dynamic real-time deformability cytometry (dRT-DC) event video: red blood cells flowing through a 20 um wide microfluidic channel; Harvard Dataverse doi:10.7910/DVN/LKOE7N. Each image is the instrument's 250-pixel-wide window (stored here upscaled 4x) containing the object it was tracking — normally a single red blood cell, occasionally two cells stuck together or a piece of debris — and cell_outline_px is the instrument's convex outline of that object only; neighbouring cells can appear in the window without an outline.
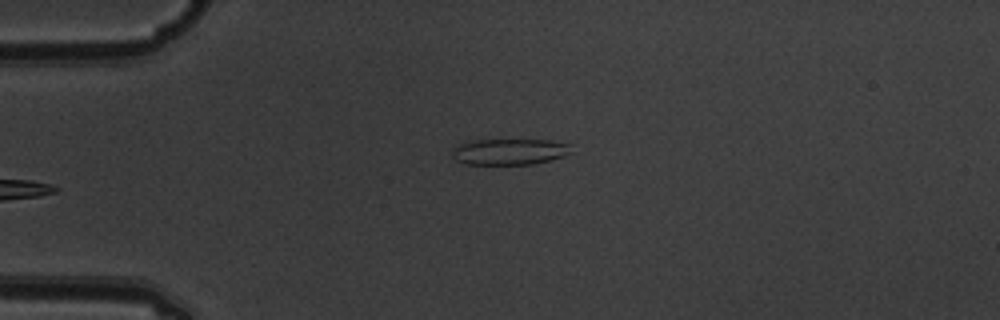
{"species": "common noctule bat (a hibernating species)", "species_latin": "Nyctalus noctula", "temperature_condition": "warm", "stored_images_in_passage": 8, "camera_frame_rate_fps": 3000, "um_per_image_px": 0.085, "animal": {"sex": "male", "body_mass_g": 19.5, "forearm_length_mm": 54.6}, "frame": {"image": 1, "passage_image": 5, "time_ms": 1.333, "image_size_px": [1000, 320], "cell_outline_px": [[572, 152], [564, 156], [532, 164], [468, 164], [456, 160], [452, 156], [452, 148], [460, 144], [472, 140], [548, 140], [572, 144]], "centroid_in_image_um": [43.32, 12.89], "position_along_channel_um": 41.7, "area_um2": 18.09}}
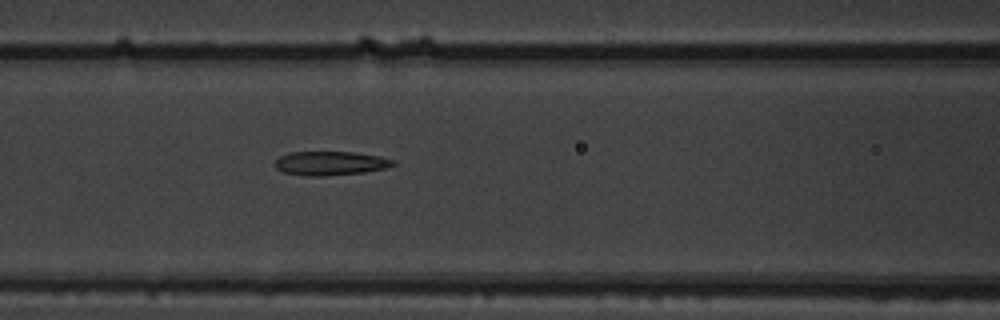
{"frame": {"image": 2, "passage_image": 8, "time_ms": 2.333, "image_size_px": [1000, 320], "cell_outline_px": [[396, 164], [388, 168], [364, 172], [324, 176], [308, 176], [284, 172], [276, 168], [276, 160], [280, 156], [288, 152], [352, 152], [380, 156], [392, 160]], "centroid_in_image_um": [28.09, 13.88], "position_along_channel_um": 138.5, "area_um2": 16.42}}